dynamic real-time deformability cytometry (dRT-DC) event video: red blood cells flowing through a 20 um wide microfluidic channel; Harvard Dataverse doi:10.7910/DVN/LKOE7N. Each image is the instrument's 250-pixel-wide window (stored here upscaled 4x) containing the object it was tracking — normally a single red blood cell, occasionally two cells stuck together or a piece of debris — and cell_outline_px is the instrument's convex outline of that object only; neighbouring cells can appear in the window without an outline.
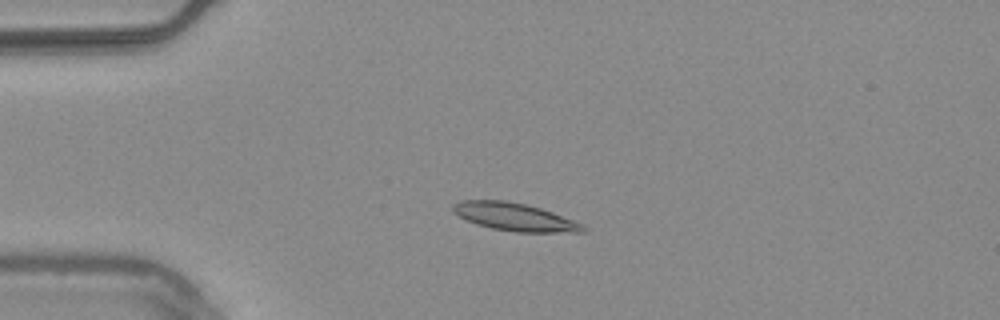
{"species": "common noctule bat (a hibernating species)", "species_latin": "Nyctalus noctula", "temperature_condition": "warm", "stored_images_in_passage": 43, "camera_frame_rate_fps": 3000, "um_per_image_px": 0.085, "animal": {"sex": "male", "body_mass_g": 20.4}, "frame": {"image": 1, "passage_image": 2, "time_ms": 0.333, "image_size_px": [1000, 320], "cell_outline_px": [[588, 232], [516, 232], [492, 228], [476, 224], [452, 212], [452, 204], [460, 200], [504, 200], [524, 204], [540, 208], [552, 212], [584, 224], [588, 228]], "centroid_in_image_um": [43.77, 18.44], "position_along_channel_um": 41.2, "area_um2": 21.1}}
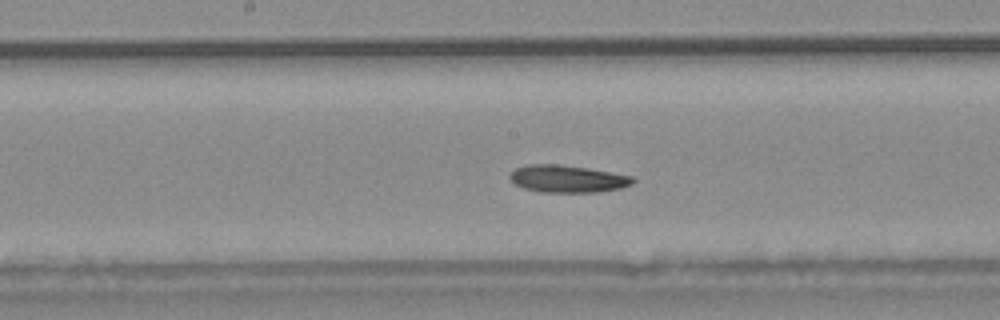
{"frame": {"image": 2, "passage_image": 17, "time_ms": 5.333, "image_size_px": [1000, 320], "cell_outline_px": [[636, 180], [632, 184], [620, 188], [596, 192], [540, 192], [524, 188], [516, 184], [508, 176], [516, 168], [528, 164], [556, 164], [588, 168], [632, 176]], "centroid_in_image_um": [48.24, 15.2], "position_along_channel_um": 200.0, "area_um2": 19.42}}
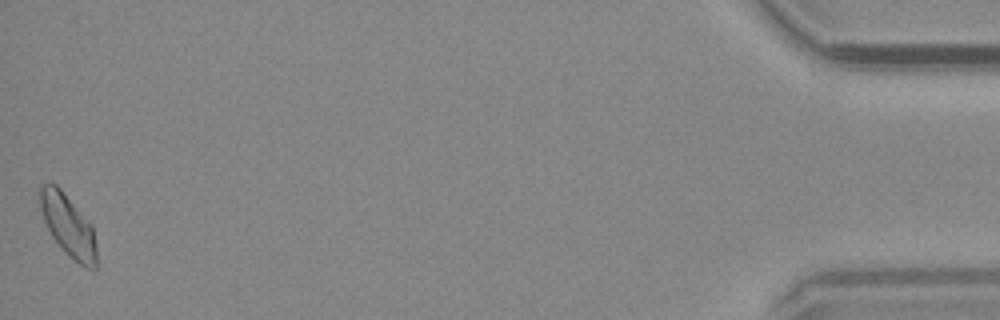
{"frame": {"image": 3, "passage_image": 43, "time_ms": 14.0, "image_size_px": [1000, 320], "cell_outline_px": [[96, 268], [88, 268], [80, 264], [68, 256], [64, 252], [52, 236], [44, 220], [36, 196], [36, 188], [40, 184], [48, 180], [56, 184], [60, 188], [92, 224], [96, 248]], "centroid_in_image_um": [5.72, 19.07], "position_along_channel_um": 429.5, "area_um2": 20.87}, "authors_computed_cell_mechanics": {"area_um2": 19.5942, "velocity_mm_per_s": 3.7265, "shape_relaxation_time_tau1_ms": 5.3391, "shape_relaxation_time_tau2_ms": null, "deformation_change_tau1": 0.1167, "deformation_change_tau2": null}}